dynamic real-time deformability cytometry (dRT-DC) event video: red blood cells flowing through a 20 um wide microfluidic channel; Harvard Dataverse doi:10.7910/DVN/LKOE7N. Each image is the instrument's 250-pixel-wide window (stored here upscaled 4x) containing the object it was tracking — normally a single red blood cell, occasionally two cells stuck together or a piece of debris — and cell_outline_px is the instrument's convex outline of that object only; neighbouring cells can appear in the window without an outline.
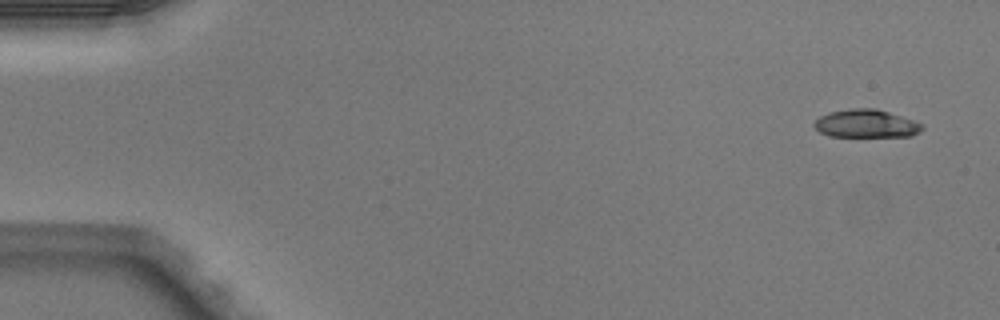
{"species": "Egyptian fruit bat (a non-hibernating species)", "species_latin": "Rousettus aegyptiacus", "temperature_condition": "warm", "stored_images_in_passage": 5, "segment_of_instrument_passage": [1, 2], "camera_frame_rate_fps": 3000, "um_per_image_px": 0.085, "animal": {"sex": "male"}, "frame": {"image": 1, "passage_image": 1, "time_ms": 0.0, "image_size_px": [1000, 320], "cell_outline_px": [[924, 128], [920, 132], [912, 136], [828, 136], [820, 132], [812, 124], [820, 116], [828, 112], [852, 108], [876, 108], [924, 124]], "centroid_in_image_um": [73.62, 10.51], "position_along_channel_um": 11.4, "area_um2": 17.63}}